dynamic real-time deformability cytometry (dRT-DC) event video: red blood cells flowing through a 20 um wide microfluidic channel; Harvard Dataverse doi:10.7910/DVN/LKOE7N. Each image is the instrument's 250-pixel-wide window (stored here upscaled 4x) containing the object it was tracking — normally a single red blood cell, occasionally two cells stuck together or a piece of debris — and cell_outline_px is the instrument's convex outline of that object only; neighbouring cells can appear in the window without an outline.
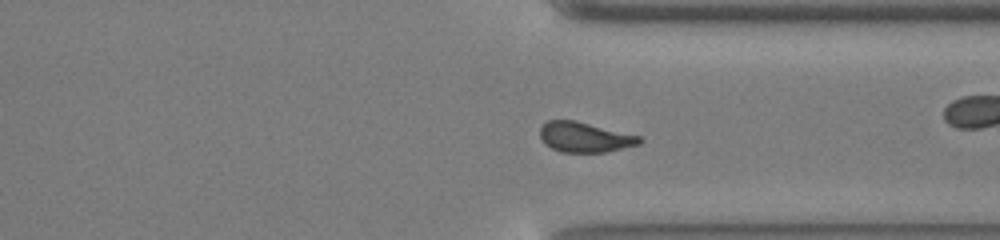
{"species": "common noctule bat (a hibernating species)", "species_latin": "Nyctalus noctula", "temperature_condition": "cold", "stored_images_in_passage": 48, "camera_frame_rate_fps": 3000, "um_per_image_px": 0.085, "animal": {"sex": "male", "body_mass_g": 13.0, "forearm_length_mm": 53.1}, "frame": {"image": 1, "passage_image": 35, "time_ms": 11.333, "image_size_px": [1000, 240], "cell_outline_px": [[644, 140], [640, 144], [604, 152], [560, 152], [544, 144], [540, 136], [540, 128], [548, 120], [576, 120], [640, 136]], "centroid_in_image_um": [49.7, 11.66], "position_along_channel_um": 361.7, "area_um2": 17.46}}
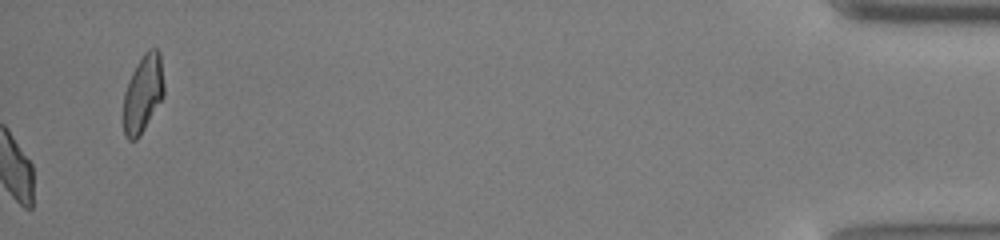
{"frame": {"image": 2, "passage_image": 48, "time_ms": 15.667, "image_size_px": [1000, 240], "cell_outline_px": [[164, 96], [140, 136], [136, 140], [128, 140], [124, 136], [124, 92], [128, 80], [136, 64], [144, 52], [148, 48], [156, 48], [160, 52], [164, 84]], "centroid_in_image_um": [12.16, 7.94], "position_along_channel_um": 423.0, "area_um2": 18.55}}